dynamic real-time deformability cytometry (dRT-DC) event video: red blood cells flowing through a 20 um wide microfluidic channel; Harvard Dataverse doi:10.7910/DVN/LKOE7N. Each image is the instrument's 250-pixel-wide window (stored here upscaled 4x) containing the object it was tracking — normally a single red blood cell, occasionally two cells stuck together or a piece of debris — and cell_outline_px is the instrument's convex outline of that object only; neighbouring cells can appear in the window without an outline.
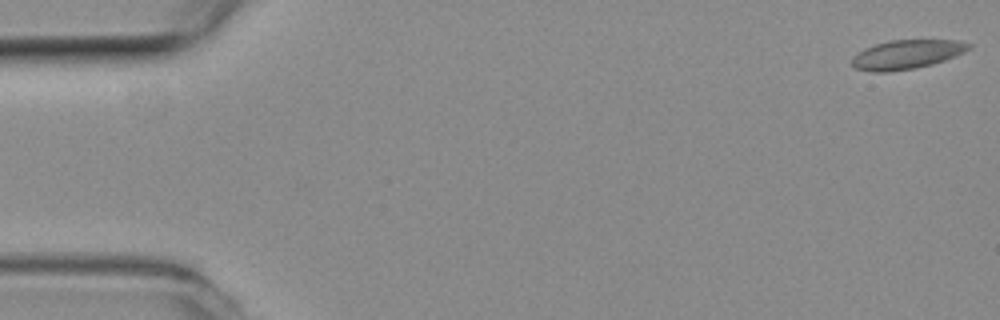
{"species": "common noctule bat (a hibernating species)", "species_latin": "Nyctalus noctula", "temperature_condition": "room temperature", "stored_images_in_passage": 49, "camera_frame_rate_fps": 3000, "um_per_image_px": 0.085, "animal": {"sex": "female", "body_mass_g": 19.3, "forearm_length_mm": 54.1}, "frame": {"image": 1, "passage_image": 1, "time_ms": 0.0, "image_size_px": [1000, 320], "cell_outline_px": [[972, 44], [964, 52], [944, 60], [932, 64], [912, 68], [888, 72], [872, 72], [856, 68], [852, 64], [852, 56], [864, 48], [888, 40], [956, 40]], "centroid_in_image_um": [77.03, 4.62], "position_along_channel_um": 8.0, "area_um2": 19.59}}
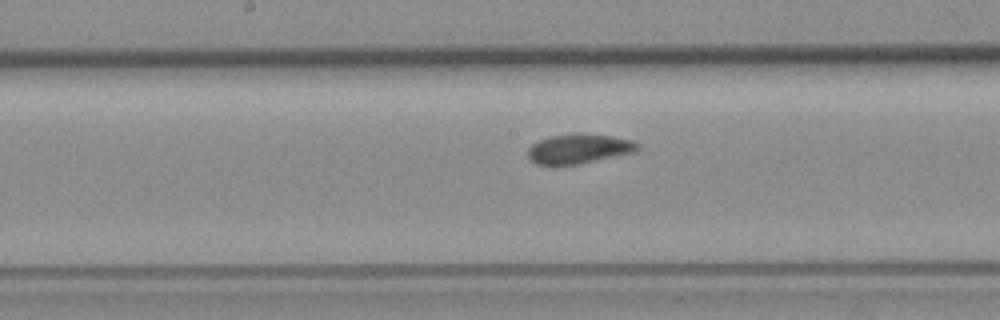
{"frame": {"image": 2, "passage_image": 28, "time_ms": 9.0, "image_size_px": [1000, 320], "cell_outline_px": [[640, 148], [636, 152], [576, 164], [536, 164], [528, 156], [528, 148], [532, 144], [548, 136], [572, 132], [580, 132], [608, 136], [632, 140], [640, 144]], "centroid_in_image_um": [49.22, 12.61], "position_along_channel_um": 199.0, "area_um2": 18.96}}
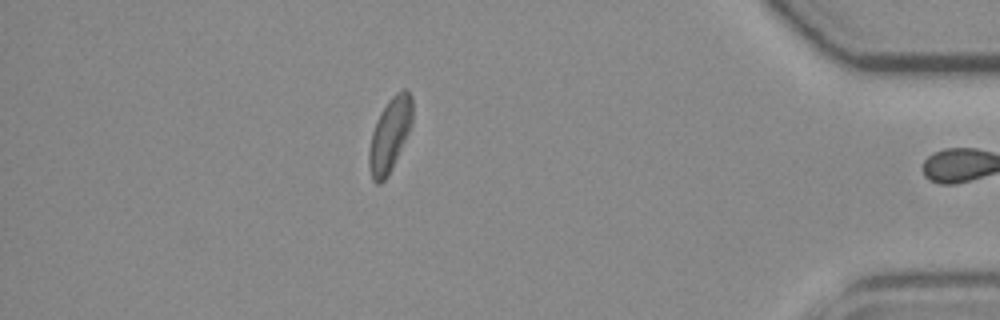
{"frame": {"image": 3, "passage_image": 48, "time_ms": 15.667, "image_size_px": [1000, 320], "cell_outline_px": [[412, 124], [392, 168], [388, 176], [380, 184], [376, 184], [372, 180], [368, 168], [368, 148], [372, 132], [380, 112], [388, 100], [396, 92], [404, 88], [412, 96]], "centroid_in_image_um": [33.11, 11.48], "position_along_channel_um": 402.1, "area_um2": 18.79}, "authors_computed_cell_mechanics": {"area_um2": 19.1896, "velocity_mm_per_s": 3.7426, "shape_relaxation_time_tau1_ms": null, "shape_relaxation_time_tau2_ms": 4.2545, "deformation_change_tau1": null, "deformation_change_tau2": 0.0685}}